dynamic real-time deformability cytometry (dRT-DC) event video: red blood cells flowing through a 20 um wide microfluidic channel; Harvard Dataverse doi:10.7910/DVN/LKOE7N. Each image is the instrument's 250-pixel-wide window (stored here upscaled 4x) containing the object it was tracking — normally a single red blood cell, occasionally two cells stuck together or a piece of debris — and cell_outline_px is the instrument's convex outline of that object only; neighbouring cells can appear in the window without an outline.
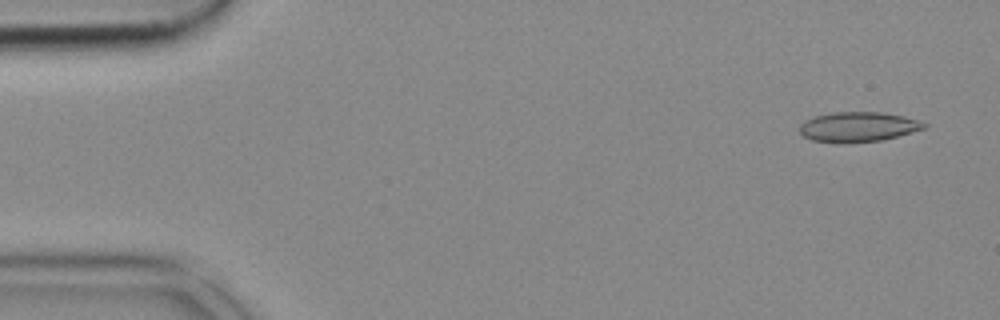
{"species": "common noctule bat (a hibernating species)", "species_latin": "Nyctalus noctula", "temperature_condition": "cold", "stored_images_in_passage": 53, "camera_frame_rate_fps": 3000, "um_per_image_px": 0.085, "animal": {"sex": "female", "body_mass_g": 18.4}, "frame": {"image": 1, "passage_image": 3, "time_ms": 0.667, "image_size_px": [1000, 320], "cell_outline_px": [[928, 128], [880, 140], [848, 144], [836, 144], [812, 140], [804, 136], [800, 132], [800, 124], [804, 120], [816, 116], [832, 112], [880, 112], [904, 116], [928, 124]], "centroid_in_image_um": [72.92, 10.8], "position_along_channel_um": 12.1, "area_um2": 21.91}}
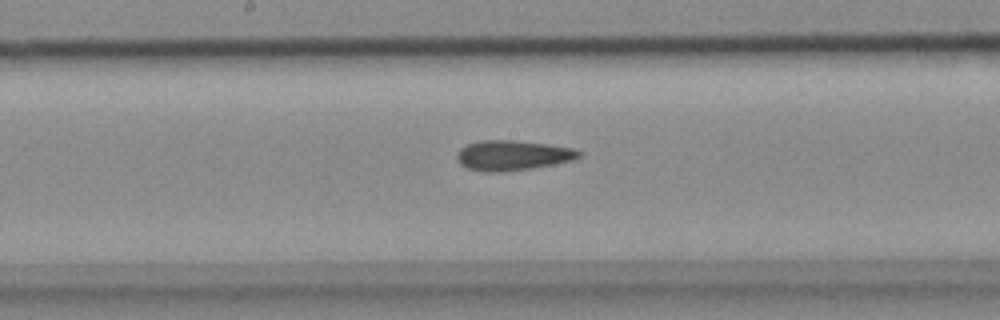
{"frame": {"image": 2, "passage_image": 27, "time_ms": 8.667, "image_size_px": [1000, 320], "cell_outline_px": [[584, 152], [580, 156], [572, 160], [532, 168], [500, 172], [484, 172], [468, 168], [460, 164], [456, 160], [456, 156], [460, 148], [468, 144], [480, 140], [512, 140], [548, 144], [572, 148]], "centroid_in_image_um": [43.55, 13.2], "position_along_channel_um": 204.7, "area_um2": 21.33}}
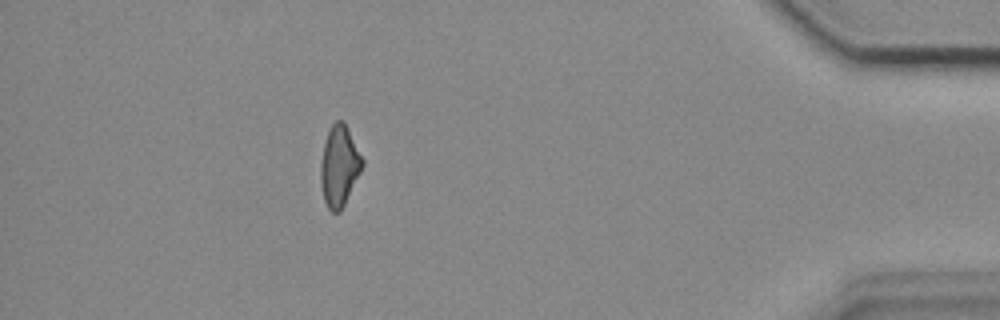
{"frame": {"image": 3, "passage_image": 47, "time_ms": 15.333, "image_size_px": [1000, 320], "cell_outline_px": [[364, 164], [340, 212], [332, 212], [328, 208], [324, 200], [320, 184], [320, 164], [324, 144], [328, 132], [332, 124], [336, 120], [344, 120], [364, 160]], "centroid_in_image_um": [28.83, 14.09], "position_along_channel_um": 406.4, "area_um2": 19.54}}